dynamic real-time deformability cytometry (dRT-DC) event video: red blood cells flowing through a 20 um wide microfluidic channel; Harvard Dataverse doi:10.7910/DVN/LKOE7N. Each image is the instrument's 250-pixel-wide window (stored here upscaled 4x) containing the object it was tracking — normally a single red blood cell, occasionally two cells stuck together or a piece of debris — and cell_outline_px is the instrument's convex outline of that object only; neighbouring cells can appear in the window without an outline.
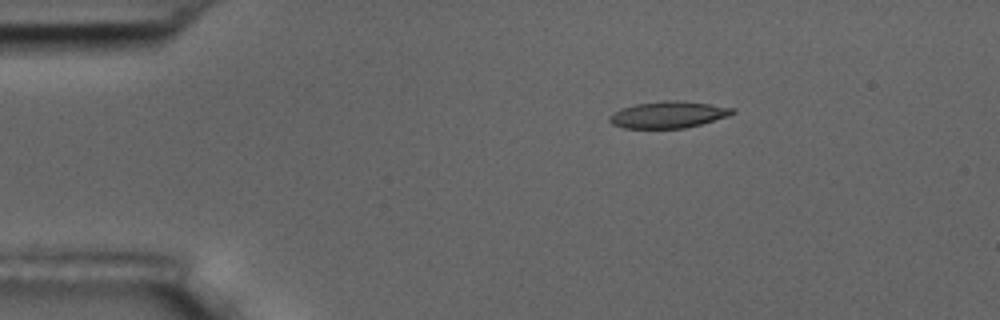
{"species": "common noctule bat (a hibernating species)", "species_latin": "Nyctalus noctula", "temperature_condition": "room temperature", "stored_images_in_passage": 4, "camera_frame_rate_fps": 3000, "um_per_image_px": 0.085, "animal": {"sex": "male", "body_mass_g": 17.5, "forearm_length_mm": 52.3}, "frame": {"image": 1, "passage_image": 3, "time_ms": 2.0, "image_size_px": [1000, 320], "cell_outline_px": [[736, 112], [728, 116], [700, 124], [684, 128], [624, 128], [612, 124], [608, 120], [608, 116], [620, 108], [636, 104], [664, 100], [672, 100], [708, 104], [736, 108]], "centroid_in_image_um": [56.77, 9.74], "position_along_channel_um": 28.2, "area_um2": 19.02}}